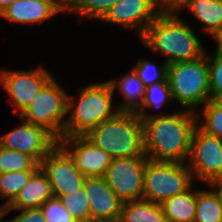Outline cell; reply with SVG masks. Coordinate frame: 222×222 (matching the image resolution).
I'll use <instances>...</instances> for the list:
<instances>
[{"label": "cell", "mask_w": 222, "mask_h": 222, "mask_svg": "<svg viewBox=\"0 0 222 222\" xmlns=\"http://www.w3.org/2000/svg\"><path fill=\"white\" fill-rule=\"evenodd\" d=\"M144 127V152L153 161L186 163L196 112L179 108L173 113H136Z\"/></svg>", "instance_id": "cell-1"}, {"label": "cell", "mask_w": 222, "mask_h": 222, "mask_svg": "<svg viewBox=\"0 0 222 222\" xmlns=\"http://www.w3.org/2000/svg\"><path fill=\"white\" fill-rule=\"evenodd\" d=\"M139 39L153 53L167 56L164 62L168 65L199 59L206 53L194 29L174 9H164Z\"/></svg>", "instance_id": "cell-2"}, {"label": "cell", "mask_w": 222, "mask_h": 222, "mask_svg": "<svg viewBox=\"0 0 222 222\" xmlns=\"http://www.w3.org/2000/svg\"><path fill=\"white\" fill-rule=\"evenodd\" d=\"M114 94L109 82L105 81L82 87L78 100L68 95L63 138L85 136L103 121L114 117L119 112L113 104Z\"/></svg>", "instance_id": "cell-3"}, {"label": "cell", "mask_w": 222, "mask_h": 222, "mask_svg": "<svg viewBox=\"0 0 222 222\" xmlns=\"http://www.w3.org/2000/svg\"><path fill=\"white\" fill-rule=\"evenodd\" d=\"M85 137L113 159L146 156L144 127L142 119L135 112L119 111L90 130Z\"/></svg>", "instance_id": "cell-4"}, {"label": "cell", "mask_w": 222, "mask_h": 222, "mask_svg": "<svg viewBox=\"0 0 222 222\" xmlns=\"http://www.w3.org/2000/svg\"><path fill=\"white\" fill-rule=\"evenodd\" d=\"M167 81L172 98L181 109L197 112V106L211 100L206 53L199 59L168 65Z\"/></svg>", "instance_id": "cell-5"}, {"label": "cell", "mask_w": 222, "mask_h": 222, "mask_svg": "<svg viewBox=\"0 0 222 222\" xmlns=\"http://www.w3.org/2000/svg\"><path fill=\"white\" fill-rule=\"evenodd\" d=\"M67 105L68 92L53 76L20 113V120L44 128L60 141L67 121Z\"/></svg>", "instance_id": "cell-6"}, {"label": "cell", "mask_w": 222, "mask_h": 222, "mask_svg": "<svg viewBox=\"0 0 222 222\" xmlns=\"http://www.w3.org/2000/svg\"><path fill=\"white\" fill-rule=\"evenodd\" d=\"M195 180L187 163L147 159L144 170L143 199L162 204L189 190Z\"/></svg>", "instance_id": "cell-7"}, {"label": "cell", "mask_w": 222, "mask_h": 222, "mask_svg": "<svg viewBox=\"0 0 222 222\" xmlns=\"http://www.w3.org/2000/svg\"><path fill=\"white\" fill-rule=\"evenodd\" d=\"M187 166L193 179L207 184L222 174V140L194 128Z\"/></svg>", "instance_id": "cell-8"}, {"label": "cell", "mask_w": 222, "mask_h": 222, "mask_svg": "<svg viewBox=\"0 0 222 222\" xmlns=\"http://www.w3.org/2000/svg\"><path fill=\"white\" fill-rule=\"evenodd\" d=\"M146 162V156L113 159L103 175L123 202L143 199Z\"/></svg>", "instance_id": "cell-9"}, {"label": "cell", "mask_w": 222, "mask_h": 222, "mask_svg": "<svg viewBox=\"0 0 222 222\" xmlns=\"http://www.w3.org/2000/svg\"><path fill=\"white\" fill-rule=\"evenodd\" d=\"M52 77L43 66L28 71L0 69V83L12 99L11 107L19 114L33 102Z\"/></svg>", "instance_id": "cell-10"}, {"label": "cell", "mask_w": 222, "mask_h": 222, "mask_svg": "<svg viewBox=\"0 0 222 222\" xmlns=\"http://www.w3.org/2000/svg\"><path fill=\"white\" fill-rule=\"evenodd\" d=\"M164 10L157 0H118L99 20L136 31L142 37L147 27Z\"/></svg>", "instance_id": "cell-11"}, {"label": "cell", "mask_w": 222, "mask_h": 222, "mask_svg": "<svg viewBox=\"0 0 222 222\" xmlns=\"http://www.w3.org/2000/svg\"><path fill=\"white\" fill-rule=\"evenodd\" d=\"M40 167L48 176L55 197L69 195L83 187L85 177L59 144L42 159Z\"/></svg>", "instance_id": "cell-12"}, {"label": "cell", "mask_w": 222, "mask_h": 222, "mask_svg": "<svg viewBox=\"0 0 222 222\" xmlns=\"http://www.w3.org/2000/svg\"><path fill=\"white\" fill-rule=\"evenodd\" d=\"M21 125L0 136V145L32 156L39 164L57 145L58 140L47 130L21 120Z\"/></svg>", "instance_id": "cell-13"}, {"label": "cell", "mask_w": 222, "mask_h": 222, "mask_svg": "<svg viewBox=\"0 0 222 222\" xmlns=\"http://www.w3.org/2000/svg\"><path fill=\"white\" fill-rule=\"evenodd\" d=\"M58 144L70 155L75 167L84 177H102L113 160L110 154L85 136L63 138Z\"/></svg>", "instance_id": "cell-14"}, {"label": "cell", "mask_w": 222, "mask_h": 222, "mask_svg": "<svg viewBox=\"0 0 222 222\" xmlns=\"http://www.w3.org/2000/svg\"><path fill=\"white\" fill-rule=\"evenodd\" d=\"M83 188L90 207V222H115L120 219L124 202L103 176L85 177Z\"/></svg>", "instance_id": "cell-15"}, {"label": "cell", "mask_w": 222, "mask_h": 222, "mask_svg": "<svg viewBox=\"0 0 222 222\" xmlns=\"http://www.w3.org/2000/svg\"><path fill=\"white\" fill-rule=\"evenodd\" d=\"M66 12L54 0H17L0 12V17L10 23L38 24Z\"/></svg>", "instance_id": "cell-16"}, {"label": "cell", "mask_w": 222, "mask_h": 222, "mask_svg": "<svg viewBox=\"0 0 222 222\" xmlns=\"http://www.w3.org/2000/svg\"><path fill=\"white\" fill-rule=\"evenodd\" d=\"M53 196L48 176L39 167L32 174L28 183L18 192L15 199L5 207V215L12 212V210L39 208Z\"/></svg>", "instance_id": "cell-17"}, {"label": "cell", "mask_w": 222, "mask_h": 222, "mask_svg": "<svg viewBox=\"0 0 222 222\" xmlns=\"http://www.w3.org/2000/svg\"><path fill=\"white\" fill-rule=\"evenodd\" d=\"M186 8L194 18L203 23V30L215 41L222 35V0H181L176 12Z\"/></svg>", "instance_id": "cell-18"}, {"label": "cell", "mask_w": 222, "mask_h": 222, "mask_svg": "<svg viewBox=\"0 0 222 222\" xmlns=\"http://www.w3.org/2000/svg\"><path fill=\"white\" fill-rule=\"evenodd\" d=\"M108 82L113 92H116V87H118V92L123 97L124 101L120 106H116L119 111L135 112L142 105L146 87L132 69L124 76L108 80Z\"/></svg>", "instance_id": "cell-19"}, {"label": "cell", "mask_w": 222, "mask_h": 222, "mask_svg": "<svg viewBox=\"0 0 222 222\" xmlns=\"http://www.w3.org/2000/svg\"><path fill=\"white\" fill-rule=\"evenodd\" d=\"M194 185L186 192L165 200L161 206L167 222H194L197 190Z\"/></svg>", "instance_id": "cell-20"}, {"label": "cell", "mask_w": 222, "mask_h": 222, "mask_svg": "<svg viewBox=\"0 0 222 222\" xmlns=\"http://www.w3.org/2000/svg\"><path fill=\"white\" fill-rule=\"evenodd\" d=\"M122 222H167L161 204L145 199L123 203Z\"/></svg>", "instance_id": "cell-21"}, {"label": "cell", "mask_w": 222, "mask_h": 222, "mask_svg": "<svg viewBox=\"0 0 222 222\" xmlns=\"http://www.w3.org/2000/svg\"><path fill=\"white\" fill-rule=\"evenodd\" d=\"M199 108L202 109L201 112H196L197 126L207 134L222 140V100H209Z\"/></svg>", "instance_id": "cell-22"}, {"label": "cell", "mask_w": 222, "mask_h": 222, "mask_svg": "<svg viewBox=\"0 0 222 222\" xmlns=\"http://www.w3.org/2000/svg\"><path fill=\"white\" fill-rule=\"evenodd\" d=\"M194 222H222V206L211 190H197Z\"/></svg>", "instance_id": "cell-23"}, {"label": "cell", "mask_w": 222, "mask_h": 222, "mask_svg": "<svg viewBox=\"0 0 222 222\" xmlns=\"http://www.w3.org/2000/svg\"><path fill=\"white\" fill-rule=\"evenodd\" d=\"M40 164L30 155L15 150H9L0 145V174L37 170Z\"/></svg>", "instance_id": "cell-24"}, {"label": "cell", "mask_w": 222, "mask_h": 222, "mask_svg": "<svg viewBox=\"0 0 222 222\" xmlns=\"http://www.w3.org/2000/svg\"><path fill=\"white\" fill-rule=\"evenodd\" d=\"M173 100L168 81H157L145 88L142 105L135 113H147V109H161L167 102Z\"/></svg>", "instance_id": "cell-25"}, {"label": "cell", "mask_w": 222, "mask_h": 222, "mask_svg": "<svg viewBox=\"0 0 222 222\" xmlns=\"http://www.w3.org/2000/svg\"><path fill=\"white\" fill-rule=\"evenodd\" d=\"M35 171L25 170L0 174V197L7 198L4 203L5 207L15 199Z\"/></svg>", "instance_id": "cell-26"}, {"label": "cell", "mask_w": 222, "mask_h": 222, "mask_svg": "<svg viewBox=\"0 0 222 222\" xmlns=\"http://www.w3.org/2000/svg\"><path fill=\"white\" fill-rule=\"evenodd\" d=\"M59 199L76 222H90V207L83 187Z\"/></svg>", "instance_id": "cell-27"}, {"label": "cell", "mask_w": 222, "mask_h": 222, "mask_svg": "<svg viewBox=\"0 0 222 222\" xmlns=\"http://www.w3.org/2000/svg\"><path fill=\"white\" fill-rule=\"evenodd\" d=\"M118 0H76L66 13L100 20Z\"/></svg>", "instance_id": "cell-28"}, {"label": "cell", "mask_w": 222, "mask_h": 222, "mask_svg": "<svg viewBox=\"0 0 222 222\" xmlns=\"http://www.w3.org/2000/svg\"><path fill=\"white\" fill-rule=\"evenodd\" d=\"M168 64L163 62L161 66L156 65L149 59H138L136 66L132 68L144 86L154 84L157 81H167Z\"/></svg>", "instance_id": "cell-29"}, {"label": "cell", "mask_w": 222, "mask_h": 222, "mask_svg": "<svg viewBox=\"0 0 222 222\" xmlns=\"http://www.w3.org/2000/svg\"><path fill=\"white\" fill-rule=\"evenodd\" d=\"M215 53L206 57L209 68L211 100H222V49L216 45Z\"/></svg>", "instance_id": "cell-30"}, {"label": "cell", "mask_w": 222, "mask_h": 222, "mask_svg": "<svg viewBox=\"0 0 222 222\" xmlns=\"http://www.w3.org/2000/svg\"><path fill=\"white\" fill-rule=\"evenodd\" d=\"M40 208L46 222H76L58 197L48 199Z\"/></svg>", "instance_id": "cell-31"}, {"label": "cell", "mask_w": 222, "mask_h": 222, "mask_svg": "<svg viewBox=\"0 0 222 222\" xmlns=\"http://www.w3.org/2000/svg\"><path fill=\"white\" fill-rule=\"evenodd\" d=\"M20 213L5 222H46L42 209L26 208L19 210Z\"/></svg>", "instance_id": "cell-32"}, {"label": "cell", "mask_w": 222, "mask_h": 222, "mask_svg": "<svg viewBox=\"0 0 222 222\" xmlns=\"http://www.w3.org/2000/svg\"><path fill=\"white\" fill-rule=\"evenodd\" d=\"M208 187H211V191L214 193V195L217 197L218 202L222 206V179L215 178L213 180H210L207 183Z\"/></svg>", "instance_id": "cell-33"}, {"label": "cell", "mask_w": 222, "mask_h": 222, "mask_svg": "<svg viewBox=\"0 0 222 222\" xmlns=\"http://www.w3.org/2000/svg\"><path fill=\"white\" fill-rule=\"evenodd\" d=\"M164 9H174L181 0H157Z\"/></svg>", "instance_id": "cell-34"}, {"label": "cell", "mask_w": 222, "mask_h": 222, "mask_svg": "<svg viewBox=\"0 0 222 222\" xmlns=\"http://www.w3.org/2000/svg\"><path fill=\"white\" fill-rule=\"evenodd\" d=\"M60 7H62L66 12L71 8L76 0H54Z\"/></svg>", "instance_id": "cell-35"}, {"label": "cell", "mask_w": 222, "mask_h": 222, "mask_svg": "<svg viewBox=\"0 0 222 222\" xmlns=\"http://www.w3.org/2000/svg\"><path fill=\"white\" fill-rule=\"evenodd\" d=\"M17 0H0V12L8 5L16 2Z\"/></svg>", "instance_id": "cell-36"}, {"label": "cell", "mask_w": 222, "mask_h": 222, "mask_svg": "<svg viewBox=\"0 0 222 222\" xmlns=\"http://www.w3.org/2000/svg\"><path fill=\"white\" fill-rule=\"evenodd\" d=\"M5 206L4 205H0V222H2V219L6 216L5 215Z\"/></svg>", "instance_id": "cell-37"}, {"label": "cell", "mask_w": 222, "mask_h": 222, "mask_svg": "<svg viewBox=\"0 0 222 222\" xmlns=\"http://www.w3.org/2000/svg\"><path fill=\"white\" fill-rule=\"evenodd\" d=\"M217 46L222 49V35L216 40Z\"/></svg>", "instance_id": "cell-38"}]
</instances>
